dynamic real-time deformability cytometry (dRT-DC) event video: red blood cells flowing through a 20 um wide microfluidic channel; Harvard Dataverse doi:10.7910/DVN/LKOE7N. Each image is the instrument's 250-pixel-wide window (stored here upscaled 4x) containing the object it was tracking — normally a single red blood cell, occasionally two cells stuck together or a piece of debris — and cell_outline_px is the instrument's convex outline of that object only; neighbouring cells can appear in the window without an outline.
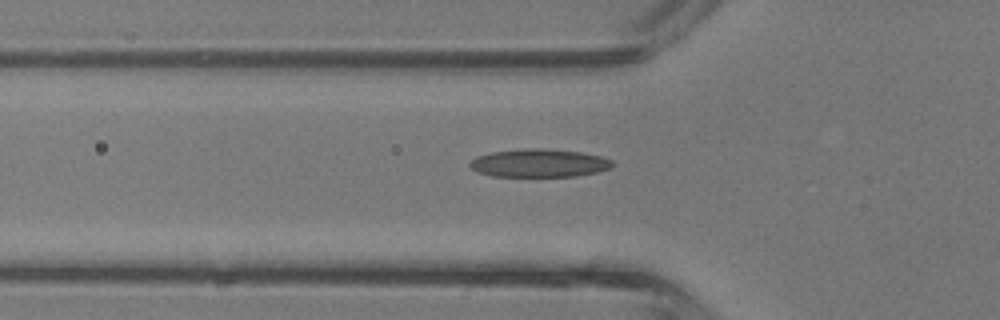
{"species": "common noctule bat (a hibernating species)", "species_latin": "Nyctalus noctula", "temperature_condition": "room temperature", "stored_images_in_passage": 29, "camera_frame_rate_fps": 3000, "um_per_image_px": 0.085, "animal": {"sex": "male", "body_mass_g": 13.3}, "frame": {"image": 1, "passage_image": 5, "time_ms": 1.333, "image_size_px": [1000, 320], "cell_outline_px": [[612, 164], [608, 168], [600, 172], [576, 176], [492, 176], [476, 172], [468, 164], [476, 156], [492, 152], [524, 148], [544, 148], [580, 152], [600, 156], [612, 160]], "centroid_in_image_um": [45.8, 13.86], "position_along_channel_um": 80.0, "area_um2": 23.35}}
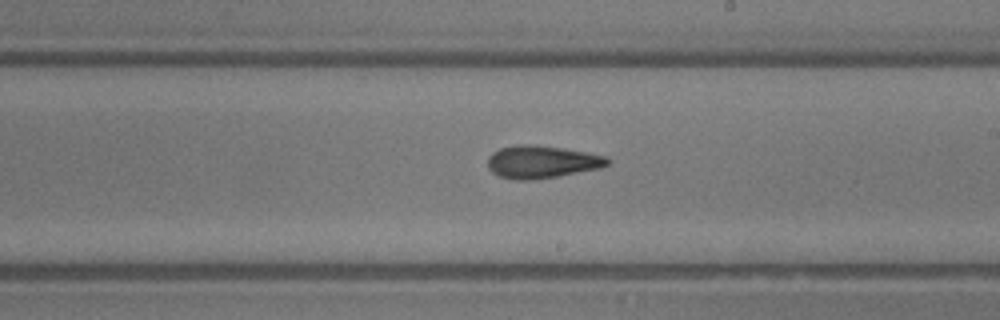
{"frame": {"image": 2, "passage_image": 15, "time_ms": 4.667, "image_size_px": [1000, 320], "cell_outline_px": [[608, 164], [600, 168], [556, 176], [532, 180], [516, 180], [496, 176], [488, 168], [488, 156], [492, 152], [500, 148], [516, 144], [532, 144], [564, 148], [588, 152], [608, 156]], "centroid_in_image_um": [46.01, 13.75], "position_along_channel_um": 243.0, "area_um2": 22.95}}
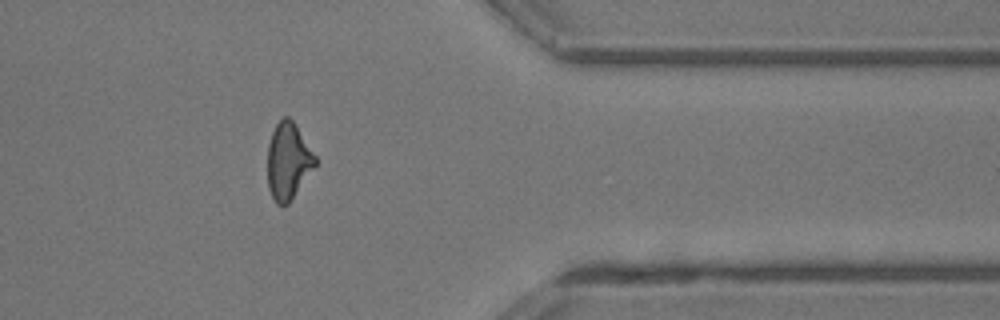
{"frame": {"image": 3, "passage_image": 25, "time_ms": 8.0, "image_size_px": [1000, 320], "cell_outline_px": [[316, 164], [288, 204], [276, 204], [268, 188], [268, 144], [272, 132], [276, 124], [284, 116], [288, 116], [292, 120], [316, 156]], "centroid_in_image_um": [24.48, 13.68], "position_along_channel_um": 386.9, "area_um2": 20.92}, "authors_computed_cell_mechanics": {"area_um2": 21.964, "velocity_mm_per_s": 4.8539, "shape_relaxation_time_tau1_ms": null, "shape_relaxation_time_tau2_ms": 4.5679, "deformation_change_tau1": null, "deformation_change_tau2": 0.1483}}